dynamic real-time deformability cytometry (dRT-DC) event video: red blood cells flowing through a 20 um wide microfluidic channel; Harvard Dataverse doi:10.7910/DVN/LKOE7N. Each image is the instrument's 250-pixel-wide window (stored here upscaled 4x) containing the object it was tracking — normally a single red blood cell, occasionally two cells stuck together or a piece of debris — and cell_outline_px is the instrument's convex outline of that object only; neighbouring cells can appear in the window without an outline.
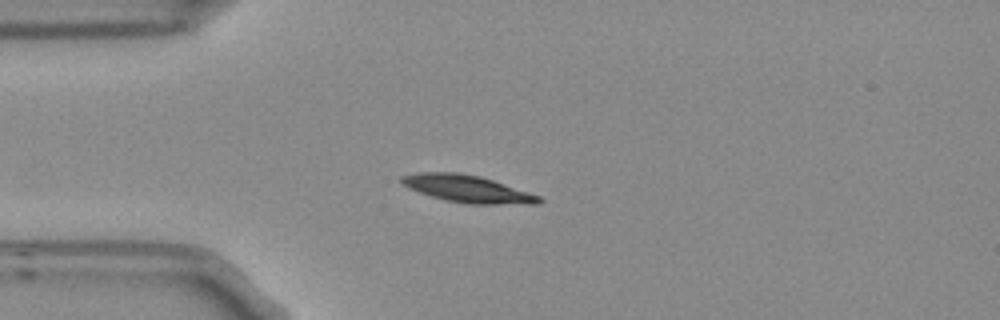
{"species": "Egyptian fruit bat (a non-hibernating species)", "species_latin": "Rousettus aegyptiacus", "temperature_condition": "room temperature", "stored_images_in_passage": 6, "camera_frame_rate_fps": 3000, "um_per_image_px": 0.085, "frame": {"image": 1, "passage_image": 3, "time_ms": 0.667, "image_size_px": [1000, 320], "cell_outline_px": [[544, 200], [540, 204], [468, 204], [444, 200], [408, 188], [400, 184], [400, 176], [420, 172], [460, 172], [480, 176], [540, 196]], "centroid_in_image_um": [39.71, 16.05], "position_along_channel_um": 45.3, "area_um2": 21.85}}